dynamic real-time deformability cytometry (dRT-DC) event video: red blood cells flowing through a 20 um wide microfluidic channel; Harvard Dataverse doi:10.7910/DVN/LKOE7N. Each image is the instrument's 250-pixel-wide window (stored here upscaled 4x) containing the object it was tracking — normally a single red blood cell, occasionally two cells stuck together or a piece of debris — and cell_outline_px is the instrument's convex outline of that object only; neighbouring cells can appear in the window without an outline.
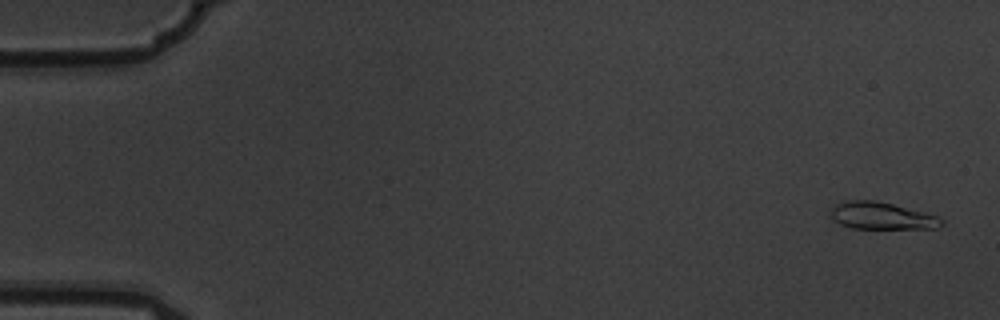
{"species": "common noctule bat (a hibernating species)", "species_latin": "Nyctalus noctula", "temperature_condition": "warm", "stored_images_in_passage": 6, "camera_frame_rate_fps": 3000, "um_per_image_px": 0.085, "animal": {"sex": "male", "body_mass_g": 19.5, "forearm_length_mm": 54.6}, "frame": {"image": 1, "passage_image": 1, "time_ms": 0.0, "image_size_px": [1000, 320], "cell_outline_px": [[944, 224], [936, 228], [852, 228], [840, 224], [832, 220], [828, 212], [836, 204], [848, 200], [872, 200], [892, 204], [936, 216], [944, 220]], "centroid_in_image_um": [74.88, 18.35], "position_along_channel_um": 10.1, "area_um2": 17.34}}
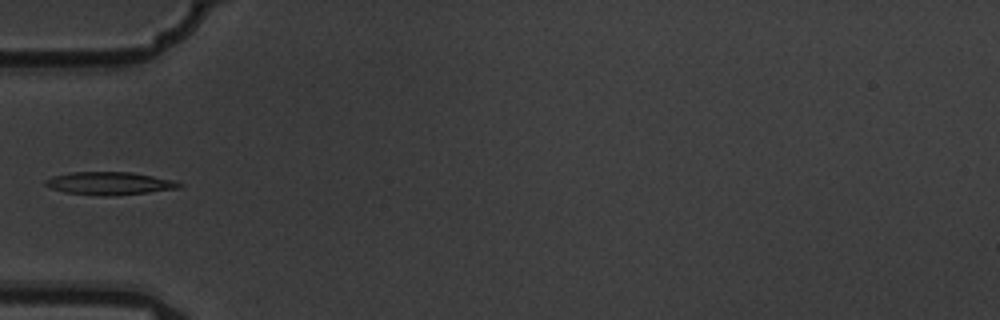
{"frame": {"image": 2, "passage_image": 5, "time_ms": 1.333, "image_size_px": [1000, 320], "cell_outline_px": [[184, 184], [180, 188], [148, 192], [108, 196], [104, 196], [64, 192], [52, 188], [44, 184], [44, 180], [52, 176], [68, 172], [132, 172], [176, 180]], "centroid_in_image_um": [9.33, 15.57], "position_along_channel_um": 75.7, "area_um2": 17.92}}
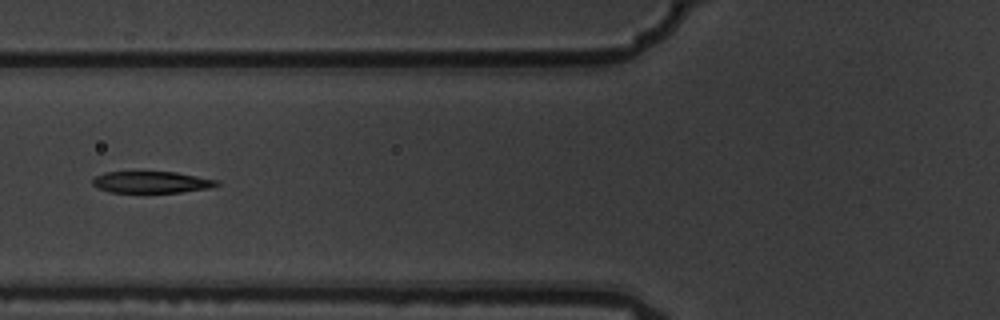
{"frame": {"image": 3, "passage_image": 6, "time_ms": 1.667, "image_size_px": [1000, 320], "cell_outline_px": [[220, 184], [208, 188], [180, 192], [108, 192], [96, 188], [92, 184], [92, 180], [96, 176], [104, 172], [176, 172], [220, 180]], "centroid_in_image_um": [12.87, 15.48], "position_along_channel_um": 112.9, "area_um2": 15.66}}